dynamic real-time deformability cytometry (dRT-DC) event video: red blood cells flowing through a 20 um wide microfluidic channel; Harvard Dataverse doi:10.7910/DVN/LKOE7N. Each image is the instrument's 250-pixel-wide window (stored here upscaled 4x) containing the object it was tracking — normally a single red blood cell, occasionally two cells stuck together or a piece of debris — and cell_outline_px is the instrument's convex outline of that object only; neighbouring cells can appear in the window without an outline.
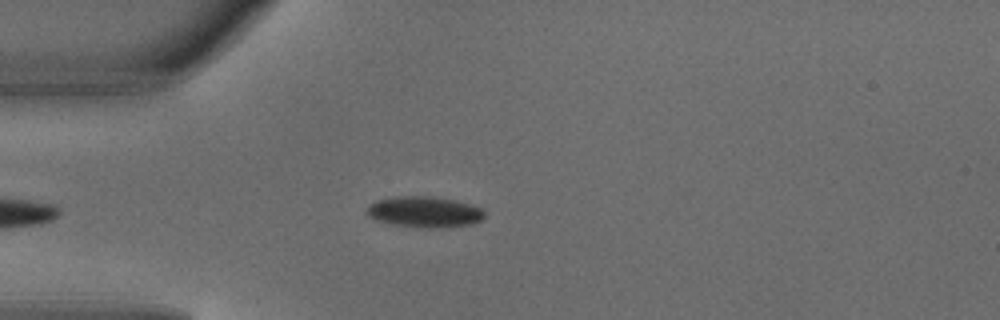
{"species": "common noctule bat (a hibernating species)", "species_latin": "Nyctalus noctula", "temperature_condition": "warm", "stored_images_in_passage": 4, "camera_frame_rate_fps": 3000, "um_per_image_px": 0.085, "animal": {"sex": "male", "body_mass_g": 18.8}, "frame": {"image": 1, "passage_image": 3, "time_ms": 0.667, "image_size_px": [1000, 320], "cell_outline_px": [[484, 216], [480, 220], [472, 224], [440, 228], [416, 228], [392, 224], [368, 216], [368, 208], [376, 200], [396, 196], [432, 196], [472, 204], [480, 208], [484, 212]], "centroid_in_image_um": [36.1, 18.02], "position_along_channel_um": 48.9, "area_um2": 21.1}}